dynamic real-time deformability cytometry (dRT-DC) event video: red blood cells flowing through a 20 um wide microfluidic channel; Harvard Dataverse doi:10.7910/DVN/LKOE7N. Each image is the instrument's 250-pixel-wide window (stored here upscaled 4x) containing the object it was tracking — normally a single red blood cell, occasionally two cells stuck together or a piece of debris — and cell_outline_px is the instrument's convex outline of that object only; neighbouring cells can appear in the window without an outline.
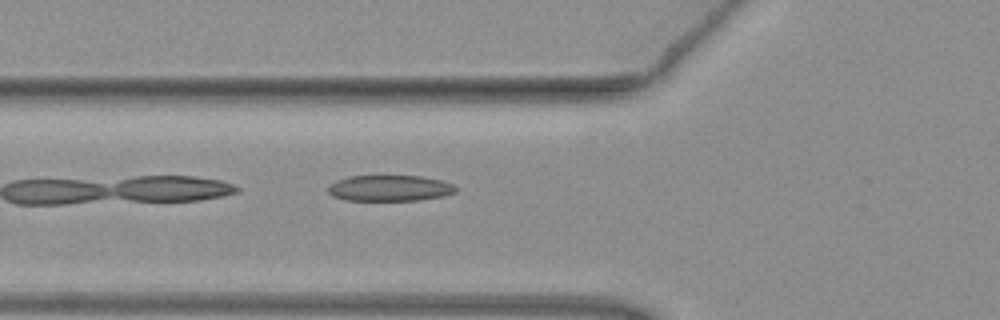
{"species": "common noctule bat (a hibernating species)", "species_latin": "Nyctalus noctula", "temperature_condition": "warm", "stored_images_in_passage": 9, "camera_frame_rate_fps": 3000, "um_per_image_px": 0.085, "animal": {"sex": "female", "body_mass_g": 19.3, "forearm_length_mm": 54.1}, "frame": {"image": 1, "passage_image": 3, "time_ms": 0.667, "image_size_px": [1000, 320], "cell_outline_px": [[456, 192], [444, 196], [420, 200], [344, 200], [332, 196], [328, 192], [328, 184], [336, 180], [348, 176], [420, 176], [440, 180], [452, 184], [456, 188]], "centroid_in_image_um": [33.08, 15.99], "position_along_channel_um": 92.7, "area_um2": 19.36}}